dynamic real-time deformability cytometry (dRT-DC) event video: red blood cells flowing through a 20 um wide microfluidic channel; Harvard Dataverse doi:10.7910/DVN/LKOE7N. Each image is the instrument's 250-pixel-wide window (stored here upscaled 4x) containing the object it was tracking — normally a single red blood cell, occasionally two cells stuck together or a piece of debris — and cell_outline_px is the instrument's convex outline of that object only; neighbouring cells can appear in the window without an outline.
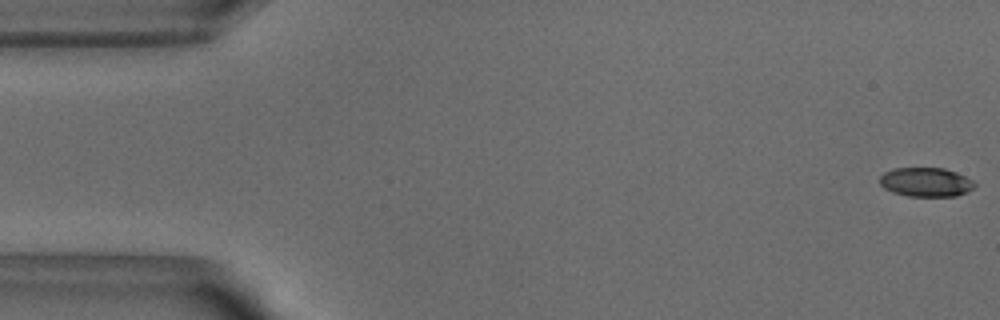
{"species": "common noctule bat (a hibernating species)", "species_latin": "Nyctalus noctula", "temperature_condition": "warm", "stored_images_in_passage": 52, "camera_frame_rate_fps": 3000, "um_per_image_px": 0.085, "animal": {"sex": "male", "body_mass_g": 18.8}, "frame": {"image": 1, "passage_image": 1, "time_ms": 0.0, "image_size_px": [1000, 320], "cell_outline_px": [[976, 184], [968, 192], [956, 196], [908, 196], [892, 192], [884, 188], [880, 184], [880, 176], [884, 172], [892, 168], [944, 168], [956, 172], [972, 180]], "centroid_in_image_um": [78.69, 15.48], "position_along_channel_um": 6.3, "area_um2": 16.13}}
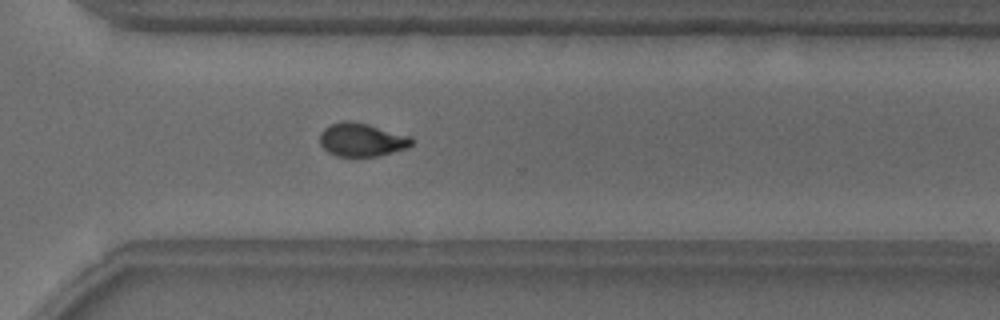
{"frame": {"image": 2, "passage_image": 37, "time_ms": 12.0, "image_size_px": [1000, 320], "cell_outline_px": [[412, 144], [408, 148], [380, 156], [336, 156], [328, 152], [320, 144], [320, 132], [324, 128], [332, 124], [344, 120], [352, 120], [368, 124], [408, 136], [412, 140]], "centroid_in_image_um": [30.72, 11.88], "position_along_channel_um": 339.9, "area_um2": 17.8}}
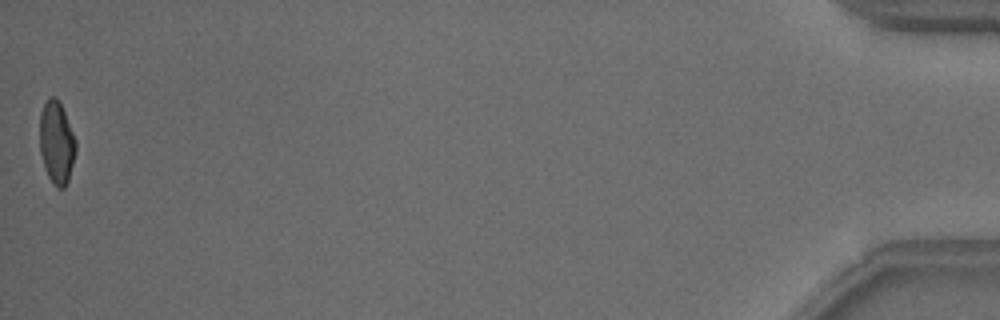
{"frame": {"image": 3, "passage_image": 52, "time_ms": 17.0, "image_size_px": [1000, 320], "cell_outline_px": [[76, 152], [68, 180], [64, 188], [56, 188], [48, 176], [44, 168], [40, 152], [40, 112], [44, 104], [52, 96], [56, 96], [64, 112], [76, 140]], "centroid_in_image_um": [4.8, 12.14], "position_along_channel_um": 430.4, "area_um2": 17.28}, "authors_computed_cell_mechanics": {"area_um2": 18.0625, "velocity_mm_per_s": 3.8582, "shape_relaxation_time_tau1_ms": 5.7726, "shape_relaxation_time_tau2_ms": 1.5758, "deformation_change_tau1": 0.1787, "deformation_change_tau2": 0.0678}}